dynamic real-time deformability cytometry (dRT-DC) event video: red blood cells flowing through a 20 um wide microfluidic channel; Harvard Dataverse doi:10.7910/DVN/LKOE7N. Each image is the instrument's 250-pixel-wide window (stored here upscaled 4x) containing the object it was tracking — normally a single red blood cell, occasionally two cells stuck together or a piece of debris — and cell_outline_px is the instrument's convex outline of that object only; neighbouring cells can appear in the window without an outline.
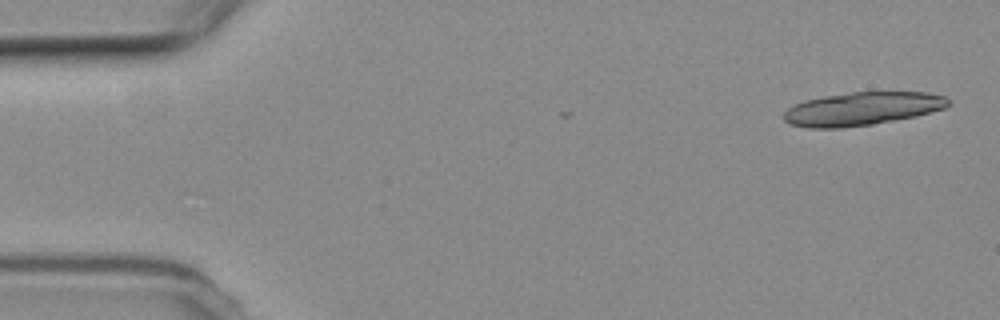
{"species": "common noctule bat (a hibernating species)", "species_latin": "Nyctalus noctula", "temperature_condition": "room temperature", "stored_images_in_passage": 2, "camera_frame_rate_fps": 3000, "um_per_image_px": 0.085, "animal": {"sex": "female", "body_mass_g": 19.3, "forearm_length_mm": 54.1}, "frame": {"image": 1, "passage_image": 1, "time_ms": 0.0, "image_size_px": [1000, 320], "cell_outline_px": [[952, 100], [944, 108], [916, 116], [872, 124], [840, 128], [808, 128], [788, 124], [784, 120], [784, 112], [788, 108], [804, 100], [824, 96], [848, 92], [928, 92], [944, 96]], "centroid_in_image_um": [73.27, 9.24], "position_along_channel_um": 11.7, "area_um2": 31.91}}